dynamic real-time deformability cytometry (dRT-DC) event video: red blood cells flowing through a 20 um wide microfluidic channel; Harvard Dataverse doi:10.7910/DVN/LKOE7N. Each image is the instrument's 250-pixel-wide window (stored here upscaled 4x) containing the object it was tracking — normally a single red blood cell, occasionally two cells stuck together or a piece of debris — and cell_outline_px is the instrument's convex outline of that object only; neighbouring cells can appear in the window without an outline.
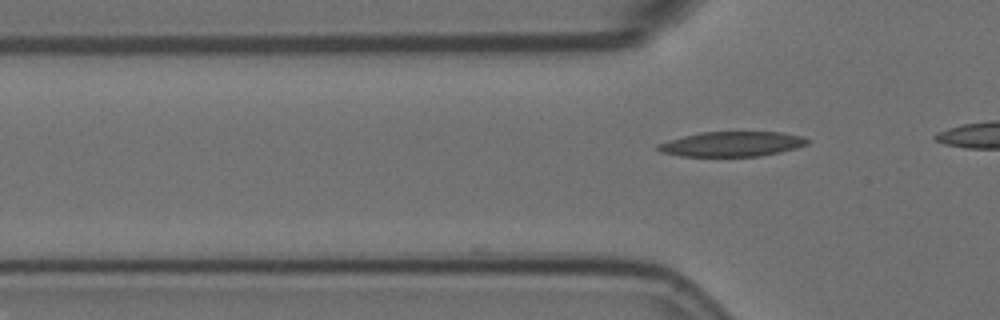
{"species": "Egyptian fruit bat (a non-hibernating species)", "species_latin": "Rousettus aegyptiacus", "temperature_condition": "room temperature", "stored_images_in_passage": 2, "camera_frame_rate_fps": 3000, "um_per_image_px": 0.085, "animal": {"sex": "female"}, "frame": {"image": 1, "passage_image": 2, "time_ms": 0.333, "image_size_px": [1000, 320], "cell_outline_px": [[808, 144], [796, 148], [780, 152], [760, 156], [680, 156], [660, 152], [656, 148], [656, 144], [668, 140], [700, 132], [780, 132], [804, 136], [808, 140]], "centroid_in_image_um": [62.2, 12.24], "position_along_channel_um": 63.6, "area_um2": 21.73}}